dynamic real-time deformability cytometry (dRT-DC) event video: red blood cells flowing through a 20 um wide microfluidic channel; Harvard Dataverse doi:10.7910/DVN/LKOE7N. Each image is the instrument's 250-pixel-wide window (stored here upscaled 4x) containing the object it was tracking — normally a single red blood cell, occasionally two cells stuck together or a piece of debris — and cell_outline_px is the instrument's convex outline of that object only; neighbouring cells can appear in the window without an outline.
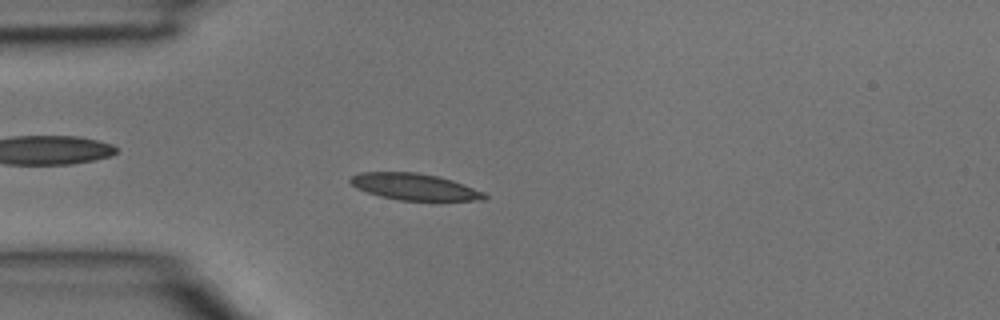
{"species": "common noctule bat (a hibernating species)", "species_latin": "Nyctalus noctula", "temperature_condition": "room temperature", "stored_images_in_passage": 3, "camera_frame_rate_fps": 3000, "um_per_image_px": 0.085, "animal": {"sex": "male", "body_mass_g": 15.6}, "frame": {"image": 1, "passage_image": 3, "time_ms": 0.667, "image_size_px": [1000, 320], "cell_outline_px": [[488, 196], [484, 200], [400, 200], [380, 196], [356, 188], [348, 180], [352, 176], [360, 172], [416, 172], [436, 176], [452, 180], [464, 184], [484, 192]], "centroid_in_image_um": [35.22, 15.87], "position_along_channel_um": 49.8, "area_um2": 20.58}}